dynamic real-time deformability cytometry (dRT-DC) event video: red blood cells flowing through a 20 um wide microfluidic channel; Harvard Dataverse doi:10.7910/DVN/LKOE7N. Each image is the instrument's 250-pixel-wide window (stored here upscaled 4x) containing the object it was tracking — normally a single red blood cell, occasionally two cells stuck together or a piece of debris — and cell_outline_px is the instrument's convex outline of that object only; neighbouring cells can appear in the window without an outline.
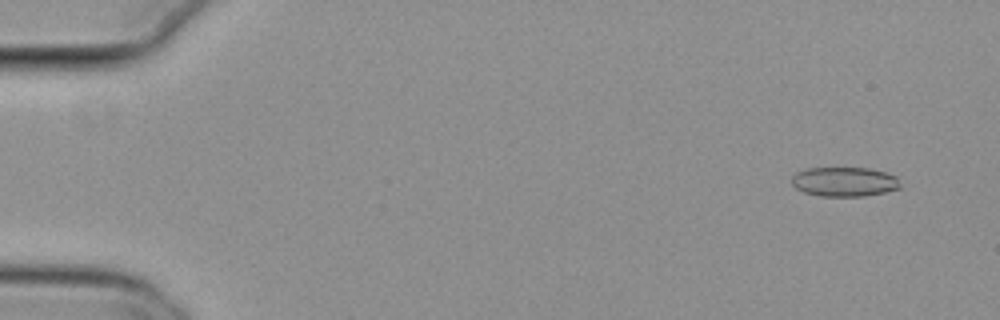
{"species": "common noctule bat (a hibernating species)", "species_latin": "Nyctalus noctula", "temperature_condition": "cold", "stored_images_in_passage": 6, "camera_frame_rate_fps": 3000, "um_per_image_px": 0.085, "animal": {"sex": "female", "body_mass_g": 29.2, "forearm_length_mm": 56.3}, "frame": {"image": 1, "passage_image": 4, "time_ms": 1.0, "image_size_px": [1000, 320], "cell_outline_px": [[900, 188], [884, 192], [864, 196], [820, 196], [804, 192], [796, 188], [792, 184], [792, 176], [796, 172], [808, 168], [868, 168], [884, 172], [896, 176], [900, 184]], "centroid_in_image_um": [71.76, 15.45], "position_along_channel_um": 13.2, "area_um2": 18.55}}